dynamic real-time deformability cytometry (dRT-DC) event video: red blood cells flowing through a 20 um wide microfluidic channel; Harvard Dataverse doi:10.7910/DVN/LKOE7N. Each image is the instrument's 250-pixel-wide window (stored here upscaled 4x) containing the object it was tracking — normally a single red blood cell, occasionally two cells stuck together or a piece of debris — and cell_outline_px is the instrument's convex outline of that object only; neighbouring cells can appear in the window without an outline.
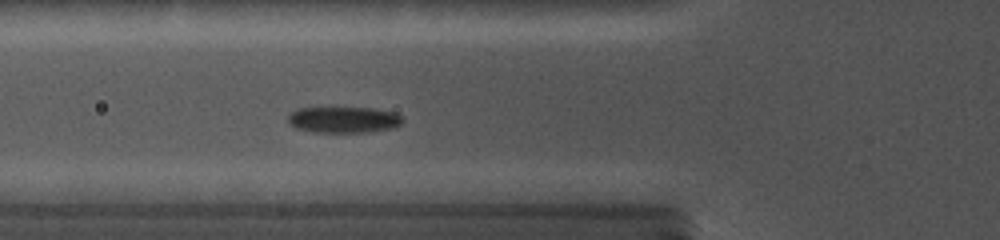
{"species": "common noctule bat (a hibernating species)", "species_latin": "Nyctalus noctula", "temperature_condition": "cold", "stored_images_in_passage": 14, "camera_frame_rate_fps": 5000, "um_per_image_px": 0.085, "animal": {"sex": "female", "body_mass_g": 19.0, "forearm_length_mm": 56.7}, "frame": {"image": 1, "passage_image": 10, "time_ms": 4.8, "image_size_px": [1000, 240], "cell_outline_px": [[404, 120], [400, 124], [392, 128], [368, 132], [312, 132], [296, 128], [288, 124], [288, 116], [296, 108], [372, 108], [396, 112], [404, 116]], "centroid_in_image_um": [29.23, 10.17], "position_along_channel_um": 96.6, "area_um2": 17.63}}